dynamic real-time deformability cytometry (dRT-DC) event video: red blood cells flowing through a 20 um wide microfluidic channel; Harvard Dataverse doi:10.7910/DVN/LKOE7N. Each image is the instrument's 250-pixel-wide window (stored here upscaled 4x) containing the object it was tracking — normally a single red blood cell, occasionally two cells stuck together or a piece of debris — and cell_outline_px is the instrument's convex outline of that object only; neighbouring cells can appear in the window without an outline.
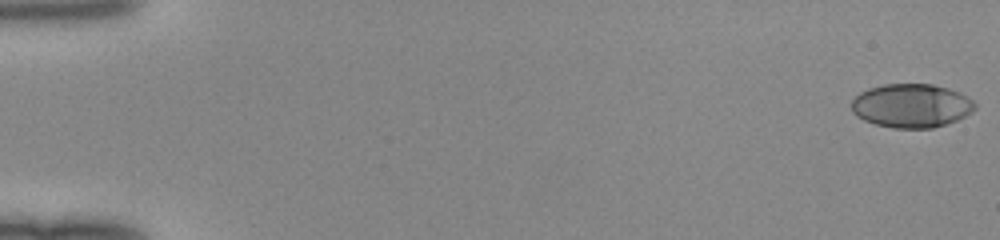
{"species": "human", "species_latin": "Homo sapiens", "temperature_condition": "room temperature", "stored_images_in_passage": 50, "camera_frame_rate_fps": 3000, "um_per_image_px": 0.085, "donor": {"sex": "female"}, "frame": {"image": 1, "passage_image": 1, "time_ms": 0.0, "image_size_px": [1000, 240], "cell_outline_px": [[976, 108], [972, 112], [956, 120], [932, 128], [892, 128], [876, 124], [864, 120], [856, 116], [852, 112], [852, 100], [860, 92], [868, 88], [884, 84], [932, 84], [948, 88], [960, 92], [968, 96], [976, 104]], "centroid_in_image_um": [77.47, 8.97], "position_along_channel_um": 7.5, "area_um2": 31.56}}
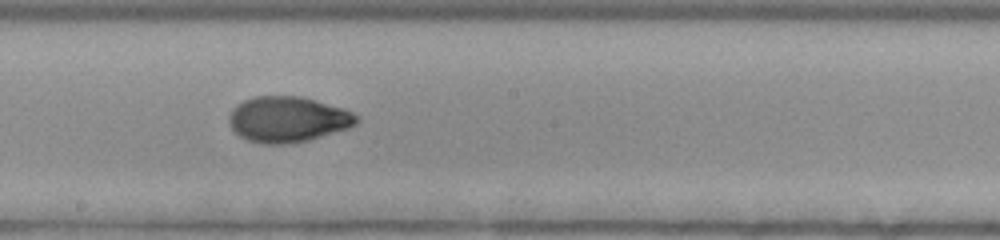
{"frame": {"image": 2, "passage_image": 29, "time_ms": 9.333, "image_size_px": [1000, 240], "cell_outline_px": [[360, 120], [356, 124], [348, 128], [308, 140], [288, 144], [260, 144], [248, 140], [240, 136], [228, 124], [228, 116], [232, 108], [236, 104], [244, 100], [256, 96], [300, 96], [316, 100], [344, 108], [360, 116]], "centroid_in_image_um": [24.46, 10.14], "position_along_channel_um": 223.7, "area_um2": 34.22}}
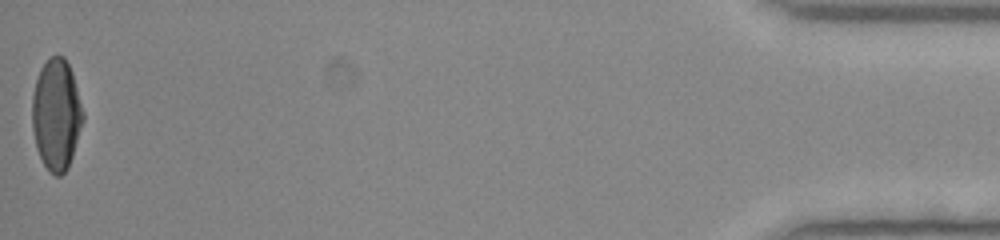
{"frame": {"image": 3, "passage_image": 50, "time_ms": 16.333, "image_size_px": [1000, 240], "cell_outline_px": [[84, 120], [68, 168], [60, 176], [56, 176], [48, 172], [36, 148], [32, 128], [32, 96], [36, 80], [40, 68], [52, 56], [64, 56], [72, 72], [84, 112]], "centroid_in_image_um": [4.79, 9.76], "position_along_channel_um": 430.4, "area_um2": 33.0}}